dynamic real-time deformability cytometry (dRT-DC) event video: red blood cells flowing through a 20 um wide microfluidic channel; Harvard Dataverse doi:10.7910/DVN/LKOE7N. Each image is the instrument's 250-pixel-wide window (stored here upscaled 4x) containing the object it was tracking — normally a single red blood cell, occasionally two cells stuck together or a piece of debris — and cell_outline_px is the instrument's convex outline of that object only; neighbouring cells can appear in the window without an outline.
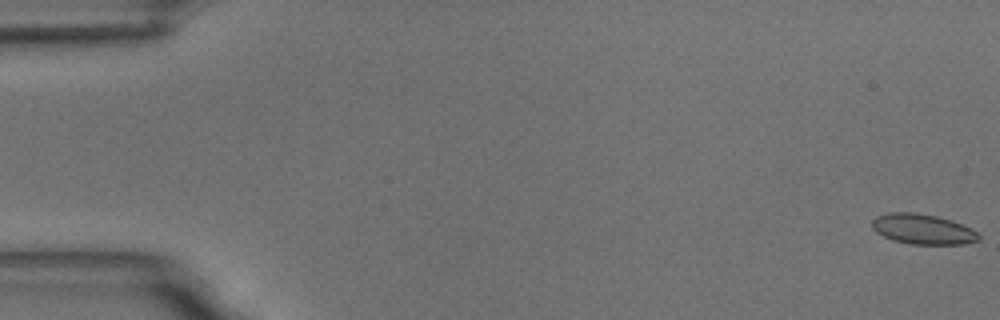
{"species": "common noctule bat (a hibernating species)", "species_latin": "Nyctalus noctula", "temperature_condition": "room temperature", "stored_images_in_passage": 13, "camera_frame_rate_fps": 3000, "um_per_image_px": 0.085, "animal": {"sex": "male", "body_mass_g": 18.8}, "frame": {"image": 1, "passage_image": 1, "time_ms": 0.0, "image_size_px": [1000, 320], "cell_outline_px": [[980, 240], [964, 244], [912, 244], [892, 240], [876, 232], [872, 228], [872, 220], [876, 216], [888, 212], [916, 212], [936, 216], [952, 220], [972, 228], [980, 236]], "centroid_in_image_um": [78.43, 19.47], "position_along_channel_um": 6.6, "area_um2": 18.9}}